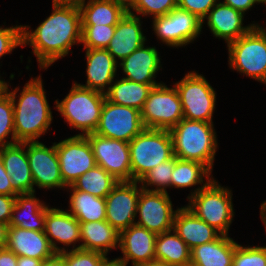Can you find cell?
I'll use <instances>...</instances> for the list:
<instances>
[{"mask_svg": "<svg viewBox=\"0 0 266 266\" xmlns=\"http://www.w3.org/2000/svg\"><path fill=\"white\" fill-rule=\"evenodd\" d=\"M183 119L180 97L175 86L164 82L153 87L141 110L146 129L170 130Z\"/></svg>", "mask_w": 266, "mask_h": 266, "instance_id": "obj_9", "label": "cell"}, {"mask_svg": "<svg viewBox=\"0 0 266 266\" xmlns=\"http://www.w3.org/2000/svg\"><path fill=\"white\" fill-rule=\"evenodd\" d=\"M18 46L22 47V25L0 26V59Z\"/></svg>", "mask_w": 266, "mask_h": 266, "instance_id": "obj_41", "label": "cell"}, {"mask_svg": "<svg viewBox=\"0 0 266 266\" xmlns=\"http://www.w3.org/2000/svg\"><path fill=\"white\" fill-rule=\"evenodd\" d=\"M115 79L105 93L106 99L116 105L143 109L150 91L158 85L137 83L125 78Z\"/></svg>", "mask_w": 266, "mask_h": 266, "instance_id": "obj_30", "label": "cell"}, {"mask_svg": "<svg viewBox=\"0 0 266 266\" xmlns=\"http://www.w3.org/2000/svg\"><path fill=\"white\" fill-rule=\"evenodd\" d=\"M141 190L139 181H119L105 197L106 221L119 233L135 224Z\"/></svg>", "mask_w": 266, "mask_h": 266, "instance_id": "obj_16", "label": "cell"}, {"mask_svg": "<svg viewBox=\"0 0 266 266\" xmlns=\"http://www.w3.org/2000/svg\"><path fill=\"white\" fill-rule=\"evenodd\" d=\"M80 11L82 25H117L128 8L116 0H88Z\"/></svg>", "mask_w": 266, "mask_h": 266, "instance_id": "obj_31", "label": "cell"}, {"mask_svg": "<svg viewBox=\"0 0 266 266\" xmlns=\"http://www.w3.org/2000/svg\"><path fill=\"white\" fill-rule=\"evenodd\" d=\"M4 168L11 178L13 189L18 194L35 193L33 177L30 170L26 142L0 148Z\"/></svg>", "mask_w": 266, "mask_h": 266, "instance_id": "obj_24", "label": "cell"}, {"mask_svg": "<svg viewBox=\"0 0 266 266\" xmlns=\"http://www.w3.org/2000/svg\"><path fill=\"white\" fill-rule=\"evenodd\" d=\"M8 226V224L0 222V248L6 246Z\"/></svg>", "mask_w": 266, "mask_h": 266, "instance_id": "obj_50", "label": "cell"}, {"mask_svg": "<svg viewBox=\"0 0 266 266\" xmlns=\"http://www.w3.org/2000/svg\"><path fill=\"white\" fill-rule=\"evenodd\" d=\"M228 65L233 71L262 83L266 78V27L254 25L246 34L227 44Z\"/></svg>", "mask_w": 266, "mask_h": 266, "instance_id": "obj_6", "label": "cell"}, {"mask_svg": "<svg viewBox=\"0 0 266 266\" xmlns=\"http://www.w3.org/2000/svg\"><path fill=\"white\" fill-rule=\"evenodd\" d=\"M169 132L177 159L197 161L213 170L218 149L214 123L183 118Z\"/></svg>", "mask_w": 266, "mask_h": 266, "instance_id": "obj_3", "label": "cell"}, {"mask_svg": "<svg viewBox=\"0 0 266 266\" xmlns=\"http://www.w3.org/2000/svg\"><path fill=\"white\" fill-rule=\"evenodd\" d=\"M17 256L46 260L53 257V250L45 231H34L8 226L6 246Z\"/></svg>", "mask_w": 266, "mask_h": 266, "instance_id": "obj_22", "label": "cell"}, {"mask_svg": "<svg viewBox=\"0 0 266 266\" xmlns=\"http://www.w3.org/2000/svg\"><path fill=\"white\" fill-rule=\"evenodd\" d=\"M260 218H261V221L264 223L265 230H266V201H264L260 205Z\"/></svg>", "mask_w": 266, "mask_h": 266, "instance_id": "obj_53", "label": "cell"}, {"mask_svg": "<svg viewBox=\"0 0 266 266\" xmlns=\"http://www.w3.org/2000/svg\"><path fill=\"white\" fill-rule=\"evenodd\" d=\"M100 266H124V264L118 259H111L109 257Z\"/></svg>", "mask_w": 266, "mask_h": 266, "instance_id": "obj_51", "label": "cell"}, {"mask_svg": "<svg viewBox=\"0 0 266 266\" xmlns=\"http://www.w3.org/2000/svg\"><path fill=\"white\" fill-rule=\"evenodd\" d=\"M157 234L140 227L131 225L120 232L119 249L123 256L117 257L124 266L131 261L132 266L150 262L155 259V243Z\"/></svg>", "mask_w": 266, "mask_h": 266, "instance_id": "obj_18", "label": "cell"}, {"mask_svg": "<svg viewBox=\"0 0 266 266\" xmlns=\"http://www.w3.org/2000/svg\"><path fill=\"white\" fill-rule=\"evenodd\" d=\"M137 266H173V265H169L165 263L164 261L154 259V260H151L150 262L142 263Z\"/></svg>", "mask_w": 266, "mask_h": 266, "instance_id": "obj_52", "label": "cell"}, {"mask_svg": "<svg viewBox=\"0 0 266 266\" xmlns=\"http://www.w3.org/2000/svg\"><path fill=\"white\" fill-rule=\"evenodd\" d=\"M174 86L182 104L183 118L214 123L217 93L203 74L190 71Z\"/></svg>", "mask_w": 266, "mask_h": 266, "instance_id": "obj_8", "label": "cell"}, {"mask_svg": "<svg viewBox=\"0 0 266 266\" xmlns=\"http://www.w3.org/2000/svg\"><path fill=\"white\" fill-rule=\"evenodd\" d=\"M173 230L190 249L216 240L221 233L198 218L189 208H177Z\"/></svg>", "mask_w": 266, "mask_h": 266, "instance_id": "obj_25", "label": "cell"}, {"mask_svg": "<svg viewBox=\"0 0 266 266\" xmlns=\"http://www.w3.org/2000/svg\"><path fill=\"white\" fill-rule=\"evenodd\" d=\"M26 152L35 187L41 189H66L60 173L56 145L47 147L41 141H26Z\"/></svg>", "mask_w": 266, "mask_h": 266, "instance_id": "obj_15", "label": "cell"}, {"mask_svg": "<svg viewBox=\"0 0 266 266\" xmlns=\"http://www.w3.org/2000/svg\"><path fill=\"white\" fill-rule=\"evenodd\" d=\"M1 76V75H0ZM7 81L0 77V95L6 91Z\"/></svg>", "mask_w": 266, "mask_h": 266, "instance_id": "obj_54", "label": "cell"}, {"mask_svg": "<svg viewBox=\"0 0 266 266\" xmlns=\"http://www.w3.org/2000/svg\"><path fill=\"white\" fill-rule=\"evenodd\" d=\"M221 2L226 5H229L235 10L242 12L244 15L246 14L245 12L251 10L252 7L256 4L258 5L262 3V5H266L265 0H224Z\"/></svg>", "mask_w": 266, "mask_h": 266, "instance_id": "obj_45", "label": "cell"}, {"mask_svg": "<svg viewBox=\"0 0 266 266\" xmlns=\"http://www.w3.org/2000/svg\"><path fill=\"white\" fill-rule=\"evenodd\" d=\"M55 145L61 177L67 187L96 166L92 147L86 136L73 135L55 142Z\"/></svg>", "mask_w": 266, "mask_h": 266, "instance_id": "obj_12", "label": "cell"}, {"mask_svg": "<svg viewBox=\"0 0 266 266\" xmlns=\"http://www.w3.org/2000/svg\"><path fill=\"white\" fill-rule=\"evenodd\" d=\"M144 129L141 111L136 108L116 105L105 98L99 125L94 133L129 143Z\"/></svg>", "mask_w": 266, "mask_h": 266, "instance_id": "obj_11", "label": "cell"}, {"mask_svg": "<svg viewBox=\"0 0 266 266\" xmlns=\"http://www.w3.org/2000/svg\"><path fill=\"white\" fill-rule=\"evenodd\" d=\"M173 206L169 193L142 189L138 199L135 224L157 235L170 231L173 229L177 211L173 210Z\"/></svg>", "mask_w": 266, "mask_h": 266, "instance_id": "obj_13", "label": "cell"}, {"mask_svg": "<svg viewBox=\"0 0 266 266\" xmlns=\"http://www.w3.org/2000/svg\"><path fill=\"white\" fill-rule=\"evenodd\" d=\"M218 1L219 0H177V7L196 15L203 21Z\"/></svg>", "mask_w": 266, "mask_h": 266, "instance_id": "obj_42", "label": "cell"}, {"mask_svg": "<svg viewBox=\"0 0 266 266\" xmlns=\"http://www.w3.org/2000/svg\"><path fill=\"white\" fill-rule=\"evenodd\" d=\"M84 49L87 79L85 84H77L105 94L118 76V63L106 49Z\"/></svg>", "mask_w": 266, "mask_h": 266, "instance_id": "obj_23", "label": "cell"}, {"mask_svg": "<svg viewBox=\"0 0 266 266\" xmlns=\"http://www.w3.org/2000/svg\"><path fill=\"white\" fill-rule=\"evenodd\" d=\"M15 200L16 196L0 194V222L9 225Z\"/></svg>", "mask_w": 266, "mask_h": 266, "instance_id": "obj_43", "label": "cell"}, {"mask_svg": "<svg viewBox=\"0 0 266 266\" xmlns=\"http://www.w3.org/2000/svg\"><path fill=\"white\" fill-rule=\"evenodd\" d=\"M53 6L51 15L31 30L22 25V46L32 47L38 67L46 70L71 51L73 45L81 44V11L72 7Z\"/></svg>", "mask_w": 266, "mask_h": 266, "instance_id": "obj_1", "label": "cell"}, {"mask_svg": "<svg viewBox=\"0 0 266 266\" xmlns=\"http://www.w3.org/2000/svg\"><path fill=\"white\" fill-rule=\"evenodd\" d=\"M116 1L122 3L127 8H129L135 2V0H116Z\"/></svg>", "mask_w": 266, "mask_h": 266, "instance_id": "obj_55", "label": "cell"}, {"mask_svg": "<svg viewBox=\"0 0 266 266\" xmlns=\"http://www.w3.org/2000/svg\"><path fill=\"white\" fill-rule=\"evenodd\" d=\"M69 195V208L66 209L79 222H93L106 220V200L89 193L67 187Z\"/></svg>", "mask_w": 266, "mask_h": 266, "instance_id": "obj_32", "label": "cell"}, {"mask_svg": "<svg viewBox=\"0 0 266 266\" xmlns=\"http://www.w3.org/2000/svg\"><path fill=\"white\" fill-rule=\"evenodd\" d=\"M262 84H265L266 85V78L264 79V81L262 82Z\"/></svg>", "mask_w": 266, "mask_h": 266, "instance_id": "obj_56", "label": "cell"}, {"mask_svg": "<svg viewBox=\"0 0 266 266\" xmlns=\"http://www.w3.org/2000/svg\"><path fill=\"white\" fill-rule=\"evenodd\" d=\"M79 223L82 242L80 249L107 256L111 250L119 248L120 233L106 220Z\"/></svg>", "mask_w": 266, "mask_h": 266, "instance_id": "obj_27", "label": "cell"}, {"mask_svg": "<svg viewBox=\"0 0 266 266\" xmlns=\"http://www.w3.org/2000/svg\"><path fill=\"white\" fill-rule=\"evenodd\" d=\"M232 266H266V246L237 244Z\"/></svg>", "mask_w": 266, "mask_h": 266, "instance_id": "obj_39", "label": "cell"}, {"mask_svg": "<svg viewBox=\"0 0 266 266\" xmlns=\"http://www.w3.org/2000/svg\"><path fill=\"white\" fill-rule=\"evenodd\" d=\"M237 242L229 235L221 234L216 240L191 249L193 266H232Z\"/></svg>", "mask_w": 266, "mask_h": 266, "instance_id": "obj_28", "label": "cell"}, {"mask_svg": "<svg viewBox=\"0 0 266 266\" xmlns=\"http://www.w3.org/2000/svg\"><path fill=\"white\" fill-rule=\"evenodd\" d=\"M42 260L26 256H17V266H40Z\"/></svg>", "mask_w": 266, "mask_h": 266, "instance_id": "obj_49", "label": "cell"}, {"mask_svg": "<svg viewBox=\"0 0 266 266\" xmlns=\"http://www.w3.org/2000/svg\"><path fill=\"white\" fill-rule=\"evenodd\" d=\"M45 234L56 253L80 249V223L67 210L50 206L47 208ZM77 242L79 245H76ZM59 244H63V247H59Z\"/></svg>", "mask_w": 266, "mask_h": 266, "instance_id": "obj_17", "label": "cell"}, {"mask_svg": "<svg viewBox=\"0 0 266 266\" xmlns=\"http://www.w3.org/2000/svg\"><path fill=\"white\" fill-rule=\"evenodd\" d=\"M191 249L172 229L158 234L155 243V259L173 266H188Z\"/></svg>", "mask_w": 266, "mask_h": 266, "instance_id": "obj_33", "label": "cell"}, {"mask_svg": "<svg viewBox=\"0 0 266 266\" xmlns=\"http://www.w3.org/2000/svg\"><path fill=\"white\" fill-rule=\"evenodd\" d=\"M175 165V156L151 169L139 181L146 191L167 192L171 188V175Z\"/></svg>", "mask_w": 266, "mask_h": 266, "instance_id": "obj_35", "label": "cell"}, {"mask_svg": "<svg viewBox=\"0 0 266 266\" xmlns=\"http://www.w3.org/2000/svg\"><path fill=\"white\" fill-rule=\"evenodd\" d=\"M40 266H66L65 260L60 253H56L53 257L43 260Z\"/></svg>", "mask_w": 266, "mask_h": 266, "instance_id": "obj_48", "label": "cell"}, {"mask_svg": "<svg viewBox=\"0 0 266 266\" xmlns=\"http://www.w3.org/2000/svg\"><path fill=\"white\" fill-rule=\"evenodd\" d=\"M232 195L229 187L221 186L214 178L206 187L190 196L185 206L221 234L229 235L235 215Z\"/></svg>", "mask_w": 266, "mask_h": 266, "instance_id": "obj_5", "label": "cell"}, {"mask_svg": "<svg viewBox=\"0 0 266 266\" xmlns=\"http://www.w3.org/2000/svg\"><path fill=\"white\" fill-rule=\"evenodd\" d=\"M66 266H100L108 256L83 249L69 250L60 253Z\"/></svg>", "mask_w": 266, "mask_h": 266, "instance_id": "obj_40", "label": "cell"}, {"mask_svg": "<svg viewBox=\"0 0 266 266\" xmlns=\"http://www.w3.org/2000/svg\"><path fill=\"white\" fill-rule=\"evenodd\" d=\"M88 0H52V5L81 9Z\"/></svg>", "mask_w": 266, "mask_h": 266, "instance_id": "obj_47", "label": "cell"}, {"mask_svg": "<svg viewBox=\"0 0 266 266\" xmlns=\"http://www.w3.org/2000/svg\"><path fill=\"white\" fill-rule=\"evenodd\" d=\"M89 140L96 165L118 181H132L129 143L102 137L95 133L85 135Z\"/></svg>", "mask_w": 266, "mask_h": 266, "instance_id": "obj_14", "label": "cell"}, {"mask_svg": "<svg viewBox=\"0 0 266 266\" xmlns=\"http://www.w3.org/2000/svg\"><path fill=\"white\" fill-rule=\"evenodd\" d=\"M141 17L127 12L117 23L112 39L106 50L117 63L128 57L147 41L142 31Z\"/></svg>", "mask_w": 266, "mask_h": 266, "instance_id": "obj_21", "label": "cell"}, {"mask_svg": "<svg viewBox=\"0 0 266 266\" xmlns=\"http://www.w3.org/2000/svg\"><path fill=\"white\" fill-rule=\"evenodd\" d=\"M105 98L104 93L82 87L74 81L65 98L55 100L54 108L72 129L81 131L75 135L85 136L96 131Z\"/></svg>", "mask_w": 266, "mask_h": 266, "instance_id": "obj_4", "label": "cell"}, {"mask_svg": "<svg viewBox=\"0 0 266 266\" xmlns=\"http://www.w3.org/2000/svg\"><path fill=\"white\" fill-rule=\"evenodd\" d=\"M0 194L17 196L18 193L13 189L11 178L6 172L0 153Z\"/></svg>", "mask_w": 266, "mask_h": 266, "instance_id": "obj_44", "label": "cell"}, {"mask_svg": "<svg viewBox=\"0 0 266 266\" xmlns=\"http://www.w3.org/2000/svg\"><path fill=\"white\" fill-rule=\"evenodd\" d=\"M118 182L117 179L106 172L102 167L96 165L93 169L88 170L78 177L72 184V187L75 190L105 198Z\"/></svg>", "mask_w": 266, "mask_h": 266, "instance_id": "obj_34", "label": "cell"}, {"mask_svg": "<svg viewBox=\"0 0 266 266\" xmlns=\"http://www.w3.org/2000/svg\"><path fill=\"white\" fill-rule=\"evenodd\" d=\"M0 266H17V255L6 247L0 248Z\"/></svg>", "mask_w": 266, "mask_h": 266, "instance_id": "obj_46", "label": "cell"}, {"mask_svg": "<svg viewBox=\"0 0 266 266\" xmlns=\"http://www.w3.org/2000/svg\"><path fill=\"white\" fill-rule=\"evenodd\" d=\"M137 48L128 57L118 63V67L123 71L125 79L149 85H160L155 78L162 69L161 56L155 46H145Z\"/></svg>", "mask_w": 266, "mask_h": 266, "instance_id": "obj_20", "label": "cell"}, {"mask_svg": "<svg viewBox=\"0 0 266 266\" xmlns=\"http://www.w3.org/2000/svg\"><path fill=\"white\" fill-rule=\"evenodd\" d=\"M244 16L242 12L219 0L203 19L202 24L207 21V27L213 37L222 39L228 44L246 34L254 25H258L253 21L254 23L244 26Z\"/></svg>", "mask_w": 266, "mask_h": 266, "instance_id": "obj_19", "label": "cell"}, {"mask_svg": "<svg viewBox=\"0 0 266 266\" xmlns=\"http://www.w3.org/2000/svg\"><path fill=\"white\" fill-rule=\"evenodd\" d=\"M212 171L204 164L197 161L180 160L175 157V165L171 175V188H190L187 199L206 187L213 180ZM206 180V181H205ZM203 184V185H202Z\"/></svg>", "mask_w": 266, "mask_h": 266, "instance_id": "obj_29", "label": "cell"}, {"mask_svg": "<svg viewBox=\"0 0 266 266\" xmlns=\"http://www.w3.org/2000/svg\"><path fill=\"white\" fill-rule=\"evenodd\" d=\"M132 181H140L146 173L174 157L169 130L144 129L129 142Z\"/></svg>", "mask_w": 266, "mask_h": 266, "instance_id": "obj_7", "label": "cell"}, {"mask_svg": "<svg viewBox=\"0 0 266 266\" xmlns=\"http://www.w3.org/2000/svg\"><path fill=\"white\" fill-rule=\"evenodd\" d=\"M35 194H18L16 196L9 226L45 231V215L49 205L40 201Z\"/></svg>", "mask_w": 266, "mask_h": 266, "instance_id": "obj_26", "label": "cell"}, {"mask_svg": "<svg viewBox=\"0 0 266 266\" xmlns=\"http://www.w3.org/2000/svg\"><path fill=\"white\" fill-rule=\"evenodd\" d=\"M116 25H82L81 44L84 48L106 49Z\"/></svg>", "mask_w": 266, "mask_h": 266, "instance_id": "obj_37", "label": "cell"}, {"mask_svg": "<svg viewBox=\"0 0 266 266\" xmlns=\"http://www.w3.org/2000/svg\"><path fill=\"white\" fill-rule=\"evenodd\" d=\"M41 77L40 74L30 78L21 92L19 86L10 91L11 84L7 82L6 91L10 94L14 108L13 121L17 142L38 141V138L50 130L53 116Z\"/></svg>", "mask_w": 266, "mask_h": 266, "instance_id": "obj_2", "label": "cell"}, {"mask_svg": "<svg viewBox=\"0 0 266 266\" xmlns=\"http://www.w3.org/2000/svg\"><path fill=\"white\" fill-rule=\"evenodd\" d=\"M13 115L12 99L5 91L0 95V148L18 143L15 137Z\"/></svg>", "mask_w": 266, "mask_h": 266, "instance_id": "obj_36", "label": "cell"}, {"mask_svg": "<svg viewBox=\"0 0 266 266\" xmlns=\"http://www.w3.org/2000/svg\"><path fill=\"white\" fill-rule=\"evenodd\" d=\"M176 7L177 0H135L128 12L139 17L154 18L167 15Z\"/></svg>", "mask_w": 266, "mask_h": 266, "instance_id": "obj_38", "label": "cell"}, {"mask_svg": "<svg viewBox=\"0 0 266 266\" xmlns=\"http://www.w3.org/2000/svg\"><path fill=\"white\" fill-rule=\"evenodd\" d=\"M203 26L202 20L196 15L179 7L167 15L152 18V31L161 43L172 48L192 43L199 38Z\"/></svg>", "mask_w": 266, "mask_h": 266, "instance_id": "obj_10", "label": "cell"}]
</instances>
